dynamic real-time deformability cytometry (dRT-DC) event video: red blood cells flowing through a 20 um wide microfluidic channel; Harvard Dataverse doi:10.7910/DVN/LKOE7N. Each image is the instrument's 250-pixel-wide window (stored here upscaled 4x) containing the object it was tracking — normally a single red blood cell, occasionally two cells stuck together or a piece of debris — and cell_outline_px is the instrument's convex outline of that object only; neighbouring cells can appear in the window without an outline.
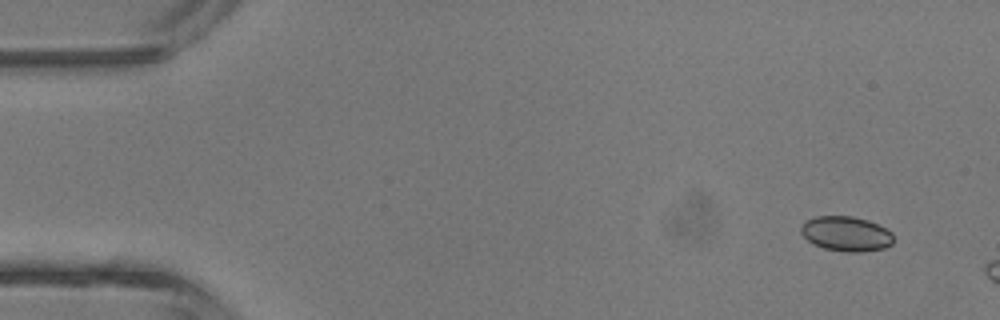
{"species": "common noctule bat (a hibernating species)", "species_latin": "Nyctalus noctula", "temperature_condition": "room temperature", "stored_images_in_passage": 3, "camera_frame_rate_fps": 3000, "um_per_image_px": 0.085, "animal": {"sex": "male", "body_mass_g": 13.3}, "frame": {"image": 1, "passage_image": 1, "time_ms": 0.0, "image_size_px": [1000, 320], "cell_outline_px": [[892, 244], [884, 248], [860, 252], [848, 252], [824, 248], [812, 244], [800, 232], [800, 228], [808, 220], [816, 216], [852, 216], [868, 220], [892, 232]], "centroid_in_image_um": [71.91, 19.87], "position_along_channel_um": 13.1, "area_um2": 18.61}}